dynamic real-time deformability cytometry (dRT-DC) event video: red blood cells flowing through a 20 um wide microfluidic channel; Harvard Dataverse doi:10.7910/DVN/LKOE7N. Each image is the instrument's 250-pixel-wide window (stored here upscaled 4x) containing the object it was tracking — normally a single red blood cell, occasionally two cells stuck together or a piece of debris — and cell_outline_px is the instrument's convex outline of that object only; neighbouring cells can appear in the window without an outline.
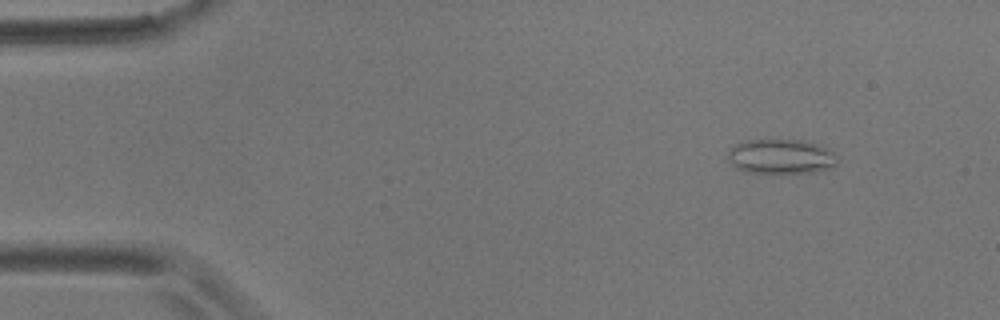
{"species": "common noctule bat (a hibernating species)", "species_latin": "Nyctalus noctula", "temperature_condition": "room temperature", "stored_images_in_passage": 5, "camera_frame_rate_fps": 3000, "um_per_image_px": 0.085, "animal": {"sex": "male", "body_mass_g": 17.9}, "frame": {"image": 1, "passage_image": 1, "time_ms": 0.0, "image_size_px": [1000, 320], "cell_outline_px": [[840, 160], [832, 168], [816, 172], [744, 172], [736, 168], [732, 164], [728, 156], [728, 148], [744, 140], [800, 140], [824, 144], [840, 156]], "centroid_in_image_um": [66.47, 13.29], "position_along_channel_um": 18.5, "area_um2": 22.6}}
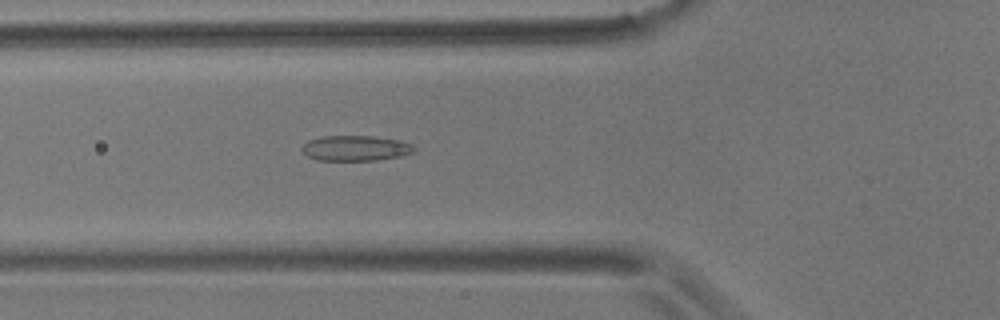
{"frame": {"image": 2, "passage_image": 5, "time_ms": 4.667, "image_size_px": [1000, 320], "cell_outline_px": [[416, 148], [412, 152], [400, 156], [376, 160], [316, 160], [308, 156], [300, 148], [308, 140], [320, 136], [372, 136], [400, 140], [412, 144]], "centroid_in_image_um": [30.2, 12.59], "position_along_channel_um": 95.6, "area_um2": 16.53}}